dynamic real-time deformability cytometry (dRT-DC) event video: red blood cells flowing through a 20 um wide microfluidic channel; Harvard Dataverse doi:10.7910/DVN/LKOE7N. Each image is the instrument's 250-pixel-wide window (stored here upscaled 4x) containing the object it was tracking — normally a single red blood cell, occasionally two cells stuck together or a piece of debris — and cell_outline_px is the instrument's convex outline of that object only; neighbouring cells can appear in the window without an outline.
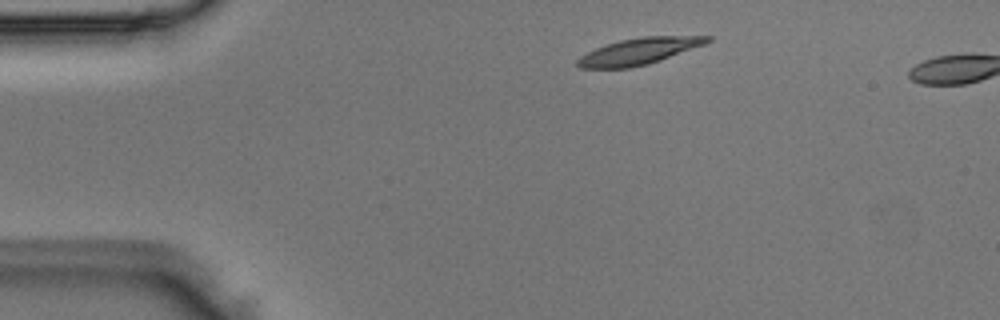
{"species": "Egyptian fruit bat (a non-hibernating species)", "species_latin": "Rousettus aegyptiacus", "temperature_condition": "room temperature", "stored_images_in_passage": 2, "camera_frame_rate_fps": 3000, "um_per_image_px": 0.085, "animal": {"sex": "male"}, "frame": {"image": 1, "passage_image": 1, "time_ms": 0.0, "image_size_px": [1000, 320], "cell_outline_px": [[712, 40], [704, 44], [660, 60], [648, 64], [628, 68], [580, 68], [576, 64], [576, 60], [580, 56], [596, 48], [620, 40], [640, 36], [712, 36]], "centroid_in_image_um": [54.29, 4.35], "position_along_channel_um": 30.7, "area_um2": 19.83}}